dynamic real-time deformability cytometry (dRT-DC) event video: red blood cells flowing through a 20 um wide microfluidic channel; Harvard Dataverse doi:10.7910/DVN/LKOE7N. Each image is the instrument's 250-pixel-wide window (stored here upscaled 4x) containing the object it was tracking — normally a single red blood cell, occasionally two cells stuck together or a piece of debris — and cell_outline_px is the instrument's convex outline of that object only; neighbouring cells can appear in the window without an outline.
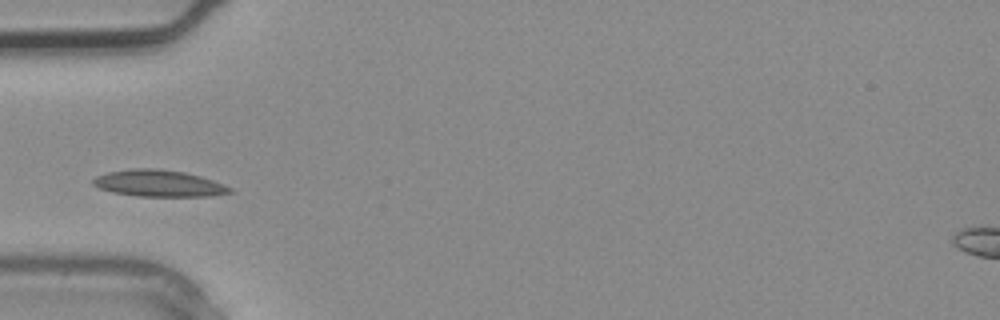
{"species": "common noctule bat (a hibernating species)", "species_latin": "Nyctalus noctula", "temperature_condition": "warm", "stored_images_in_passage": 1, "camera_frame_rate_fps": 3000, "um_per_image_px": 0.085, "animal": {"sex": "male", "body_mass_g": 20.4}, "frame": {"image": 1, "passage_image": 1, "time_ms": 0.0, "image_size_px": [1000, 320], "cell_outline_px": [[232, 192], [212, 196], [136, 196], [112, 192], [100, 188], [92, 184], [92, 180], [96, 176], [108, 172], [128, 168], [156, 168], [184, 172], [200, 176], [224, 184], [232, 188]], "centroid_in_image_um": [13.48, 15.58], "position_along_channel_um": 71.5, "area_um2": 21.27}}